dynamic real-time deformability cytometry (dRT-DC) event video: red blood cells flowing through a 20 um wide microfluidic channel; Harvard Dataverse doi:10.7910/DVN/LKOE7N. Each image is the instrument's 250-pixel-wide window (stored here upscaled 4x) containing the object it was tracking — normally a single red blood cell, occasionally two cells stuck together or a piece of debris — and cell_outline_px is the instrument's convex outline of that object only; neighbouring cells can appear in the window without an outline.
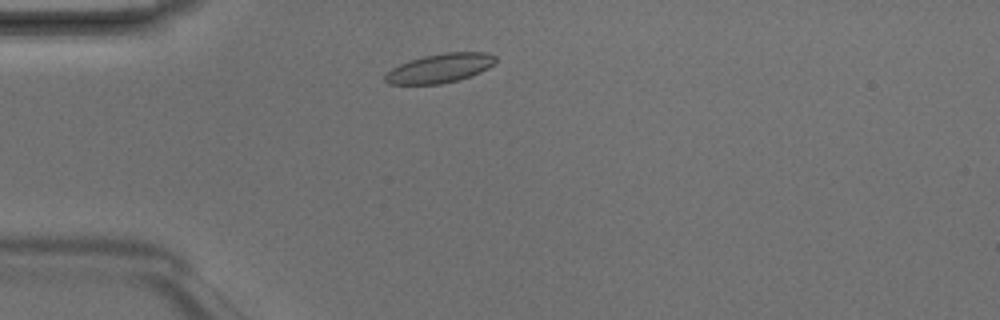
{"species": "Egyptian fruit bat (a non-hibernating species)", "species_latin": "Rousettus aegyptiacus", "temperature_condition": "room temperature", "stored_images_in_passage": 2, "camera_frame_rate_fps": 3000, "um_per_image_px": 0.085, "animal": {"sex": "male"}, "frame": {"image": 1, "passage_image": 1, "time_ms": 0.0, "image_size_px": [1000, 320], "cell_outline_px": [[496, 64], [480, 72], [456, 80], [440, 84], [388, 84], [384, 80], [384, 76], [392, 68], [400, 64], [424, 56], [448, 52], [488, 52], [496, 56]], "centroid_in_image_um": [37.42, 5.79], "position_along_channel_um": 47.6, "area_um2": 18.55}}